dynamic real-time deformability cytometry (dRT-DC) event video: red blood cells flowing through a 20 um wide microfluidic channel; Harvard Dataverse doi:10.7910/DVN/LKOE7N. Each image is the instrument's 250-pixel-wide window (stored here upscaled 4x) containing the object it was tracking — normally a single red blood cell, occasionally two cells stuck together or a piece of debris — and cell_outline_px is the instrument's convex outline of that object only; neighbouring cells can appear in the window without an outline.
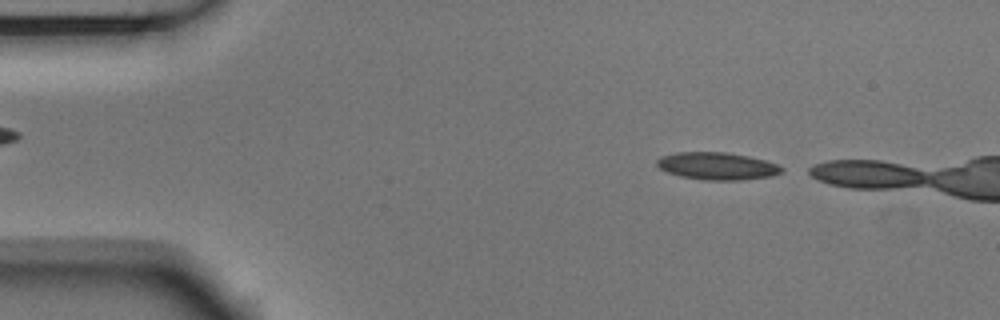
{"species": "Egyptian fruit bat (a non-hibernating species)", "species_latin": "Rousettus aegyptiacus", "temperature_condition": "room temperature", "stored_images_in_passage": 8, "camera_frame_rate_fps": 3000, "um_per_image_px": 0.085, "animal": {"sex": "male"}, "frame": {"image": 1, "passage_image": 2, "time_ms": 0.333, "image_size_px": [1000, 320], "cell_outline_px": [[784, 172], [772, 176], [740, 180], [704, 180], [680, 176], [668, 172], [660, 168], [656, 164], [656, 160], [660, 156], [676, 152], [728, 152], [748, 156], [764, 160], [776, 164], [784, 168]], "centroid_in_image_um": [60.96, 14.11], "position_along_channel_um": 24.0, "area_um2": 20.0}}